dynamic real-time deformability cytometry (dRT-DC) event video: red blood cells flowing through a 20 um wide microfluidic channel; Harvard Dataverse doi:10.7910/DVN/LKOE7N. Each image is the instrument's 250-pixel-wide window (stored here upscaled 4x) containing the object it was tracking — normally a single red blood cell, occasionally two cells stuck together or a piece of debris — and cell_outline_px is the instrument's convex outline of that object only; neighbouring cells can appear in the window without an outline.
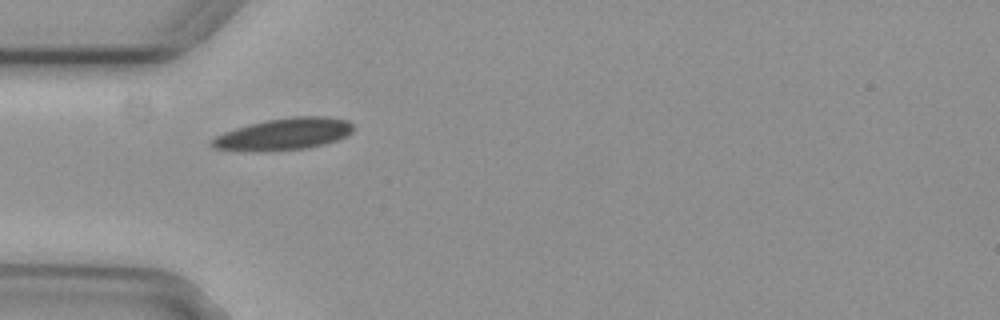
{"species": "common noctule bat (a hibernating species)", "species_latin": "Nyctalus noctula", "temperature_condition": "cold", "stored_images_in_passage": 2, "camera_frame_rate_fps": 3000, "um_per_image_px": 0.085, "animal": {"sex": "female", "body_mass_g": 29.2, "forearm_length_mm": 56.3}, "frame": {"image": 1, "passage_image": 1, "time_ms": 0.0, "image_size_px": [1000, 320], "cell_outline_px": [[352, 132], [336, 140], [324, 144], [308, 148], [256, 152], [244, 152], [212, 148], [208, 144], [216, 136], [224, 132], [236, 128], [268, 120], [292, 116], [328, 116], [348, 120], [352, 124]], "centroid_in_image_um": [24.08, 11.41], "position_along_channel_um": 60.9, "area_um2": 26.36}}